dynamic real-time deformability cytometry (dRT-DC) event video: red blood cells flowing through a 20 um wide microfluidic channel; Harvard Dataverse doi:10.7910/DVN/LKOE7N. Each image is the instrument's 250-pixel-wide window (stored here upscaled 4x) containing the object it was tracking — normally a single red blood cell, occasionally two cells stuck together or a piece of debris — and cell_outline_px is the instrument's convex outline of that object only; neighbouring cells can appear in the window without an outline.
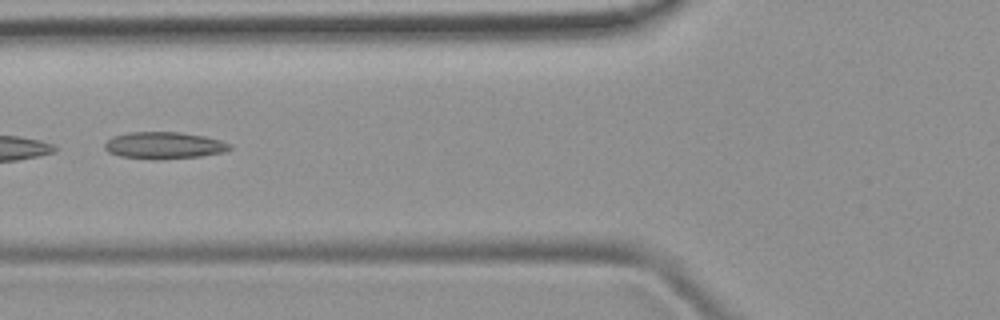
{"species": "common noctule bat (a hibernating species)", "species_latin": "Nyctalus noctula", "temperature_condition": "room temperature", "stored_images_in_passage": 4, "camera_frame_rate_fps": 3000, "um_per_image_px": 0.085, "animal": {"sex": "female", "body_mass_g": 19.9}, "frame": {"image": 1, "passage_image": 3, "time_ms": 2.333, "image_size_px": [1000, 320], "cell_outline_px": [[232, 148], [224, 152], [200, 156], [156, 160], [120, 156], [108, 152], [104, 148], [104, 144], [112, 136], [128, 132], [180, 132], [204, 136], [220, 140], [232, 144]], "centroid_in_image_um": [13.94, 12.36], "position_along_channel_um": 111.9, "area_um2": 19.71}}
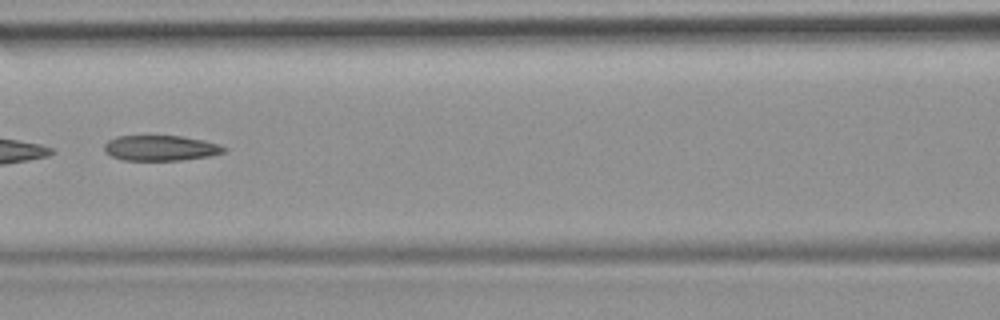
{"frame": {"image": 2, "passage_image": 4, "time_ms": 3.333, "image_size_px": [1000, 320], "cell_outline_px": [[228, 148], [224, 152], [208, 156], [180, 160], [124, 160], [112, 156], [104, 152], [104, 144], [108, 140], [116, 136], [184, 136], [204, 140], [220, 144]], "centroid_in_image_um": [13.65, 12.57], "position_along_channel_um": 152.9, "area_um2": 17.74}}